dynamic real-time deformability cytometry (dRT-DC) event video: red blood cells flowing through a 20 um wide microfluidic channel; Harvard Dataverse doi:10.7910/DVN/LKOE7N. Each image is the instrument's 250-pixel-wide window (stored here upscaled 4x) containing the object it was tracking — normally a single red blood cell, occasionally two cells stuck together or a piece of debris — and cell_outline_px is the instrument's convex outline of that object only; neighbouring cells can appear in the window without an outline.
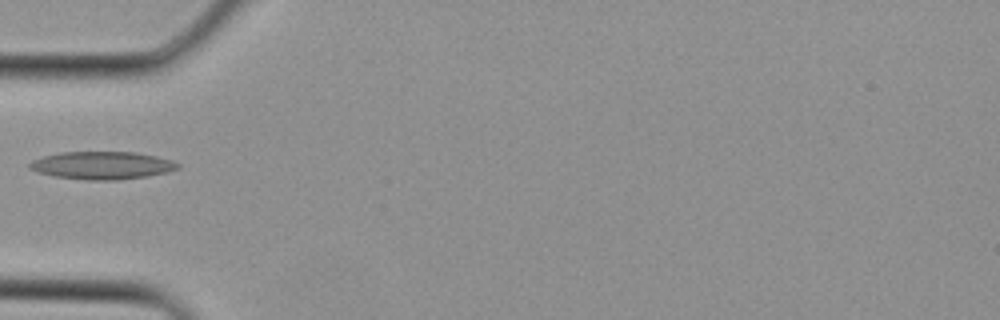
{"species": "Egyptian fruit bat (a non-hibernating species)", "species_latin": "Rousettus aegyptiacus", "temperature_condition": "cold", "stored_images_in_passage": 3, "camera_frame_rate_fps": 3000, "um_per_image_px": 0.085, "animal": {"sex": "female"}, "frame": {"image": 1, "passage_image": 3, "time_ms": 0.667, "image_size_px": [1000, 320], "cell_outline_px": [[180, 168], [168, 172], [148, 176], [116, 180], [88, 180], [52, 176], [36, 172], [28, 168], [28, 164], [32, 160], [44, 156], [60, 152], [136, 152], [156, 156], [172, 160], [180, 164]], "centroid_in_image_um": [8.67, 14.06], "position_along_channel_um": 76.3, "area_um2": 24.16}}